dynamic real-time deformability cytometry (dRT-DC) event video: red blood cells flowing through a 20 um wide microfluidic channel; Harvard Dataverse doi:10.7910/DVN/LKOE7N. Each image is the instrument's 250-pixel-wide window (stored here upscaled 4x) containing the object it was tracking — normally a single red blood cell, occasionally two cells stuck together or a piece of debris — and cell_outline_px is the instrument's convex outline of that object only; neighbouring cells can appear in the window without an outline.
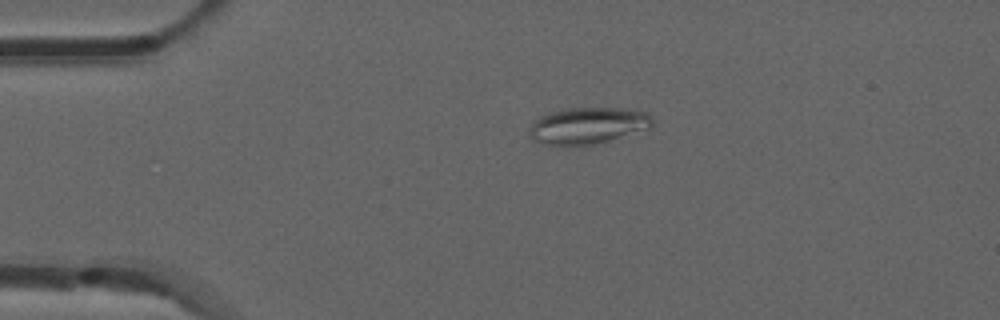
{"species": "common noctule bat (a hibernating species)", "species_latin": "Nyctalus noctula", "temperature_condition": "room temperature", "stored_images_in_passage": 39, "camera_frame_rate_fps": 3000, "um_per_image_px": 0.085, "animal": {"sex": "male", "forearm_length_mm": 52.5}, "frame": {"image": 1, "passage_image": 2, "time_ms": 0.333, "image_size_px": [1000, 320], "cell_outline_px": [[652, 124], [648, 128], [608, 140], [592, 144], [564, 148], [544, 144], [528, 136], [528, 132], [532, 124], [540, 116], [552, 112], [572, 108], [616, 108], [644, 112], [652, 116]], "centroid_in_image_um": [49.89, 10.71], "position_along_channel_um": 35.1, "area_um2": 26.01}}
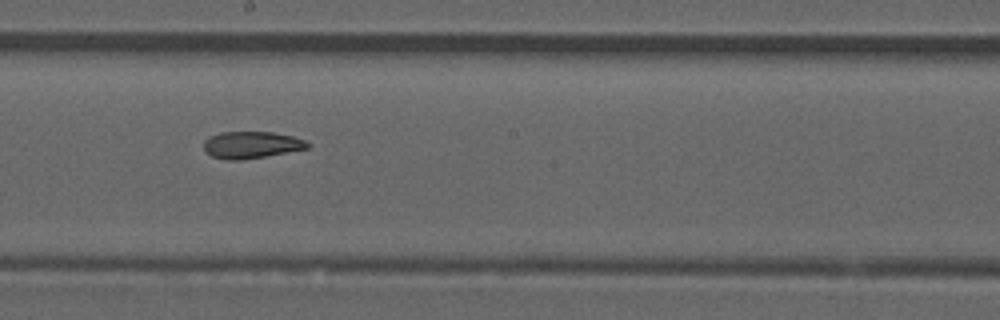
{"frame": {"image": 2, "passage_image": 20, "time_ms": 6.333, "image_size_px": [1000, 320], "cell_outline_px": [[308, 148], [264, 156], [240, 160], [224, 160], [212, 156], [204, 152], [204, 140], [208, 136], [220, 132], [272, 132], [292, 136], [304, 140], [308, 144]], "centroid_in_image_um": [21.28, 12.31], "position_along_channel_um": 226.9, "area_um2": 16.18}}
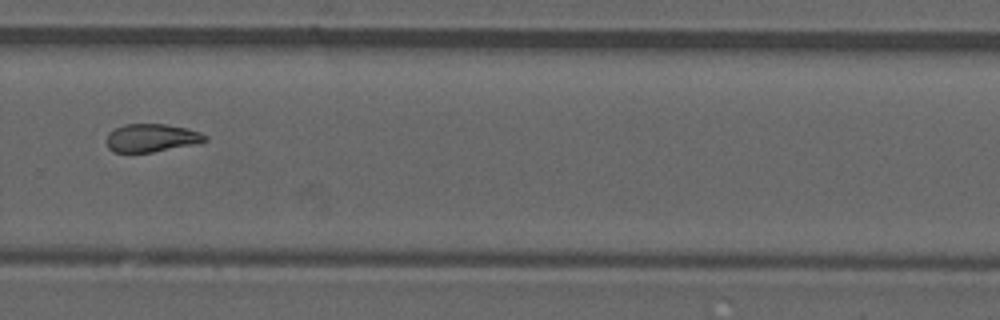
{"frame": {"image": 3, "passage_image": 27, "time_ms": 8.667, "image_size_px": [1000, 320], "cell_outline_px": [[208, 140], [192, 144], [152, 152], [112, 152], [108, 148], [108, 132], [124, 124], [164, 124], [188, 128], [200, 132], [208, 136]], "centroid_in_image_um": [12.88, 11.71], "position_along_channel_um": 316.9, "area_um2": 15.95}, "authors_computed_cell_mechanics": {"area_um2": 16.8776, "velocity_mm_per_s": 3.8757, "shape_relaxation_time_tau1_ms": null, "shape_relaxation_time_tau2_ms": 6.6446, "deformation_change_tau1": null, "deformation_change_tau2": 0.1436}}